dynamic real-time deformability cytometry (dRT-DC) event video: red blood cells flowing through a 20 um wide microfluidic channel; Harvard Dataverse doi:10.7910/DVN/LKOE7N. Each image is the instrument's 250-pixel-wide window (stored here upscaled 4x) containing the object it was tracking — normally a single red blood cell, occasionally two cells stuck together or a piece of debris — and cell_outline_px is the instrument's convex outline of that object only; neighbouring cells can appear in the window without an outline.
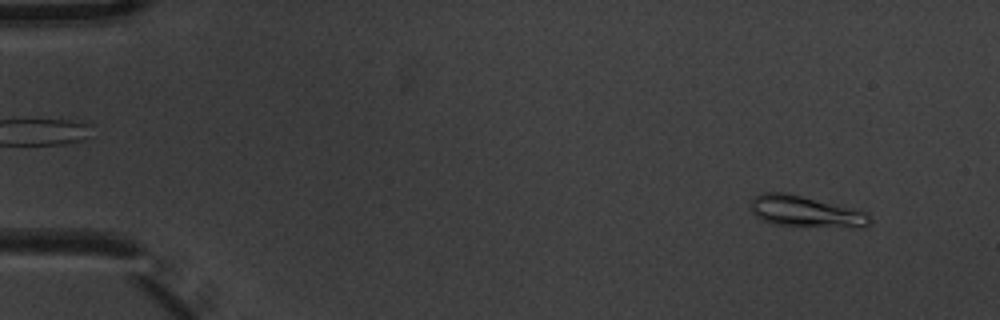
{"species": "common noctule bat (a hibernating species)", "species_latin": "Nyctalus noctula", "temperature_condition": "warm", "stored_images_in_passage": 5, "camera_frame_rate_fps": 3000, "um_per_image_px": 0.085, "animal": {"sex": "male", "body_mass_g": 20.1, "forearm_length_mm": 53.5}, "frame": {"image": 1, "passage_image": 1, "time_ms": 0.0, "image_size_px": [1000, 320], "cell_outline_px": [[872, 220], [864, 228], [860, 228], [776, 224], [760, 220], [752, 212], [752, 200], [760, 192], [784, 192], [868, 212]], "centroid_in_image_um": [68.5, 17.99], "position_along_channel_um": 16.5, "area_um2": 21.39}}